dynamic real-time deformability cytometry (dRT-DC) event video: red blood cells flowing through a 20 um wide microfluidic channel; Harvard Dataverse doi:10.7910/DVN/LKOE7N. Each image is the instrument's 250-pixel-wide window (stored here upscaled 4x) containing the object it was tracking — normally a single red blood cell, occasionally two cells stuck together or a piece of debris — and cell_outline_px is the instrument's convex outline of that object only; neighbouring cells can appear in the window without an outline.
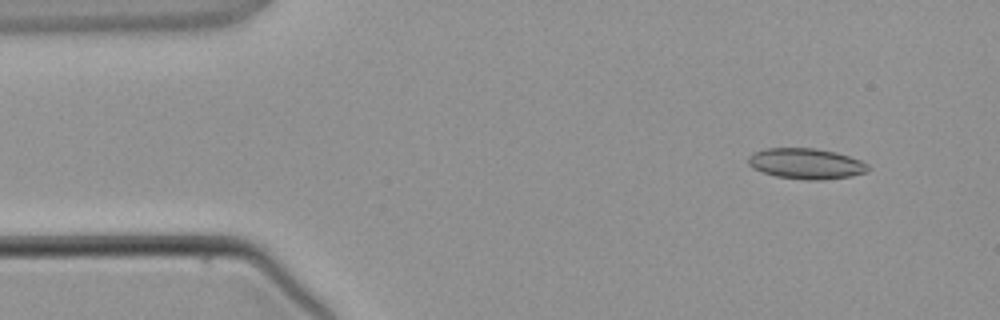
{"species": "common noctule bat (a hibernating species)", "species_latin": "Nyctalus noctula", "temperature_condition": "warm", "stored_images_in_passage": 5, "segment_of_instrument_passage": [1, 2], "camera_frame_rate_fps": 3000, "um_per_image_px": 0.085, "animal": {"sex": "male", "body_mass_g": 21.5, "forearm_length_mm": 52.0}, "frame": {"image": 1, "passage_image": 2, "time_ms": 1.0, "image_size_px": [1000, 320], "cell_outline_px": [[868, 172], [852, 176], [820, 180], [804, 180], [776, 176], [764, 172], [748, 164], [748, 156], [752, 152], [764, 148], [816, 148], [836, 152], [860, 160], [868, 164]], "centroid_in_image_um": [68.52, 13.9], "position_along_channel_um": 16.5, "area_um2": 21.44}}